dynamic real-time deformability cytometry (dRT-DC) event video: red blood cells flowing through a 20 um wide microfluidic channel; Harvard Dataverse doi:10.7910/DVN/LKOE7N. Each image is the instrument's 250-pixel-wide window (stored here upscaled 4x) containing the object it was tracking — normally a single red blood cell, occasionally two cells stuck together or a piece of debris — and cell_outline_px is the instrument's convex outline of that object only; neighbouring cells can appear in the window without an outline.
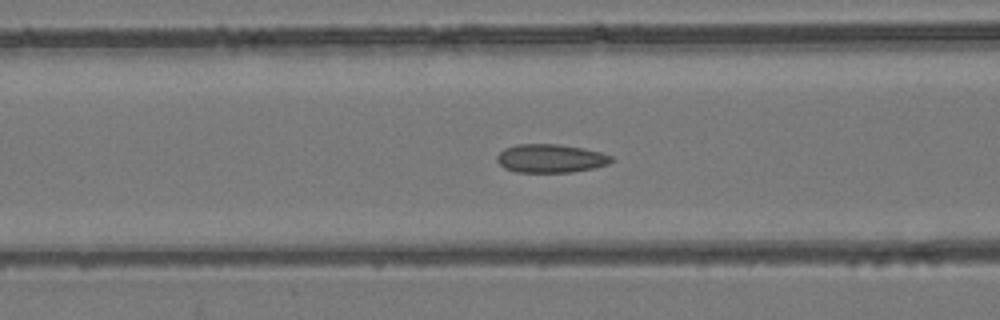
{"species": "common noctule bat (a hibernating species)", "species_latin": "Nyctalus noctula", "temperature_condition": "room temperature", "stored_images_in_passage": 53, "camera_frame_rate_fps": 3000, "um_per_image_px": 0.085, "animal": {"sex": "female", "body_mass_g": 24.6, "forearm_length_mm": 56.2}, "frame": {"image": 1, "passage_image": 22, "time_ms": 7.0, "image_size_px": [1000, 320], "cell_outline_px": [[616, 160], [608, 164], [592, 168], [572, 172], [516, 172], [504, 168], [496, 160], [496, 156], [504, 148], [516, 144], [560, 144], [584, 148], [600, 152], [612, 156]], "centroid_in_image_um": [46.8, 13.46], "position_along_channel_um": 119.8, "area_um2": 19.13}}
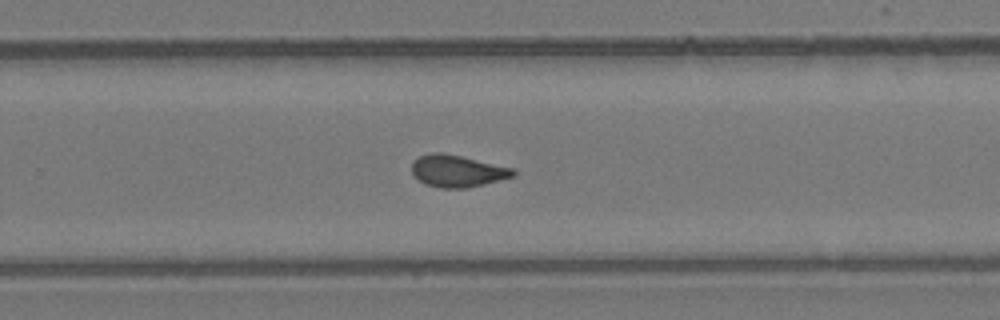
{"frame": {"image": 2, "passage_image": 35, "time_ms": 11.333, "image_size_px": [1000, 320], "cell_outline_px": [[516, 176], [468, 188], [440, 188], [424, 184], [412, 172], [412, 164], [420, 156], [432, 152], [444, 152], [516, 168]], "centroid_in_image_um": [38.94, 14.53], "position_along_channel_um": 290.9, "area_um2": 19.07}}
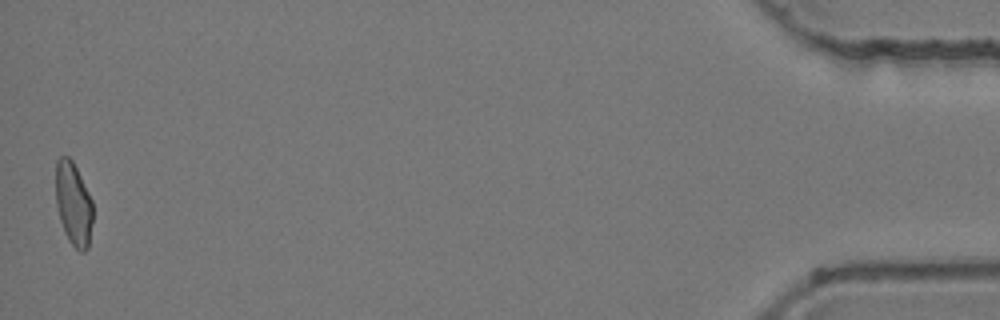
{"frame": {"image": 3, "passage_image": 53, "time_ms": 17.333, "image_size_px": [1000, 320], "cell_outline_px": [[92, 220], [88, 248], [84, 252], [80, 252], [68, 240], [64, 232], [60, 220], [56, 204], [56, 160], [60, 156], [68, 156], [72, 160], [92, 200]], "centroid_in_image_um": [6.23, 17.34], "position_along_channel_um": 429.0, "area_um2": 17.92}, "authors_computed_cell_mechanics": {"area_um2": 18.9584, "velocity_mm_per_s": 3.948, "shape_relaxation_time_tau1_ms": null, "shape_relaxation_time_tau2_ms": 1.5311, "deformation_change_tau1": null, "deformation_change_tau2": 0.0863}}